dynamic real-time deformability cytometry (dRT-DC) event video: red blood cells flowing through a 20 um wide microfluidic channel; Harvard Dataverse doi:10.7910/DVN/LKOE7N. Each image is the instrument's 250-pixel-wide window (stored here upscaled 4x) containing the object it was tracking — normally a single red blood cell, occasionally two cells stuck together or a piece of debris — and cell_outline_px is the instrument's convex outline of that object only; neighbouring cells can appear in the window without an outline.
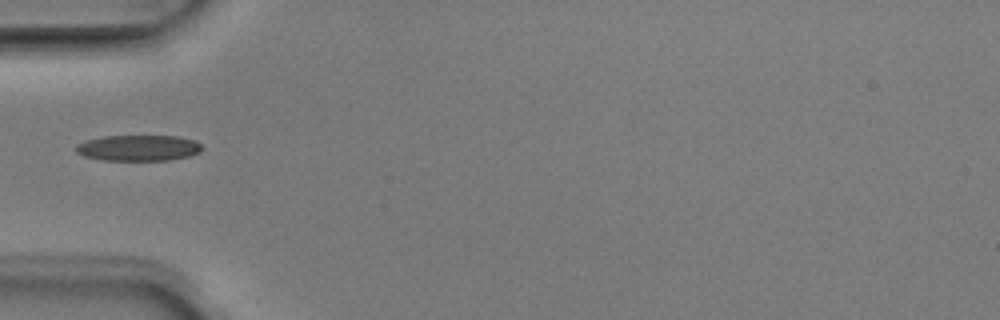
{"species": "Egyptian fruit bat (a non-hibernating species)", "species_latin": "Rousettus aegyptiacus", "temperature_condition": "room temperature", "stored_images_in_passage": 6, "camera_frame_rate_fps": 3000, "um_per_image_px": 0.085, "animal": {"sex": "male"}, "frame": {"image": 1, "passage_image": 5, "time_ms": 1.333, "image_size_px": [1000, 320], "cell_outline_px": [[204, 148], [200, 152], [188, 156], [168, 160], [100, 160], [84, 156], [76, 152], [76, 144], [88, 140], [104, 136], [176, 136], [196, 140]], "centroid_in_image_um": [11.78, 12.57], "position_along_channel_um": 73.2, "area_um2": 19.02}}
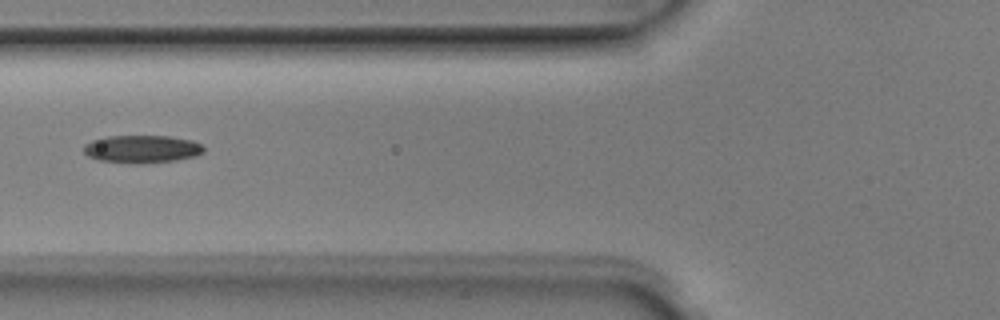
{"frame": {"image": 2, "passage_image": 6, "time_ms": 1.667, "image_size_px": [1000, 320], "cell_outline_px": [[204, 152], [196, 156], [176, 160], [136, 164], [100, 160], [88, 156], [84, 152], [84, 144], [92, 140], [104, 136], [168, 136], [192, 140], [200, 144], [204, 148]], "centroid_in_image_um": [12.06, 12.66], "position_along_channel_um": 113.7, "area_um2": 19.42}}